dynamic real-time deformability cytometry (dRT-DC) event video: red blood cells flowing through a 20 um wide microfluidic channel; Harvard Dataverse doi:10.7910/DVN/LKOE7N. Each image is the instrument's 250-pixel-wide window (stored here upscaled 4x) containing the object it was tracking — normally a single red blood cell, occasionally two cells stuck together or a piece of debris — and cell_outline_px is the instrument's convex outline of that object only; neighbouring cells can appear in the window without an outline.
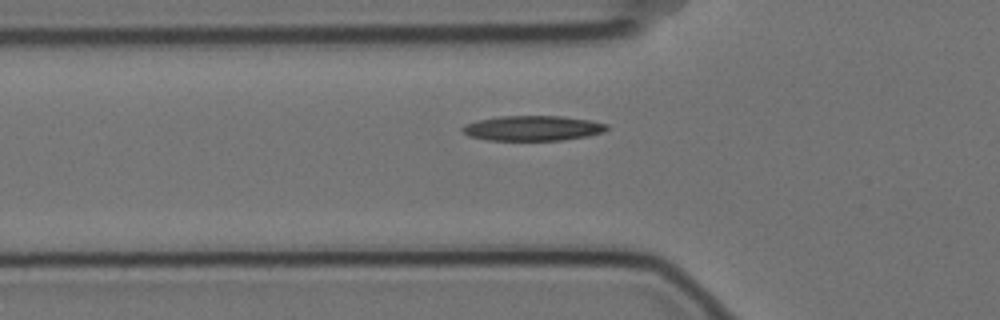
{"species": "Egyptian fruit bat (a non-hibernating species)", "species_latin": "Rousettus aegyptiacus", "temperature_condition": "cold", "stored_images_in_passage": 5, "camera_frame_rate_fps": 3000, "um_per_image_px": 0.085, "animal": {"sex": "female"}, "frame": {"image": 1, "passage_image": 5, "time_ms": 1.333, "image_size_px": [1000, 320], "cell_outline_px": [[608, 128], [604, 132], [588, 136], [564, 140], [488, 140], [468, 136], [460, 128], [464, 124], [480, 120], [500, 116], [560, 116], [592, 120], [608, 124]], "centroid_in_image_um": [45.31, 10.9], "position_along_channel_um": 80.5, "area_um2": 21.15}}